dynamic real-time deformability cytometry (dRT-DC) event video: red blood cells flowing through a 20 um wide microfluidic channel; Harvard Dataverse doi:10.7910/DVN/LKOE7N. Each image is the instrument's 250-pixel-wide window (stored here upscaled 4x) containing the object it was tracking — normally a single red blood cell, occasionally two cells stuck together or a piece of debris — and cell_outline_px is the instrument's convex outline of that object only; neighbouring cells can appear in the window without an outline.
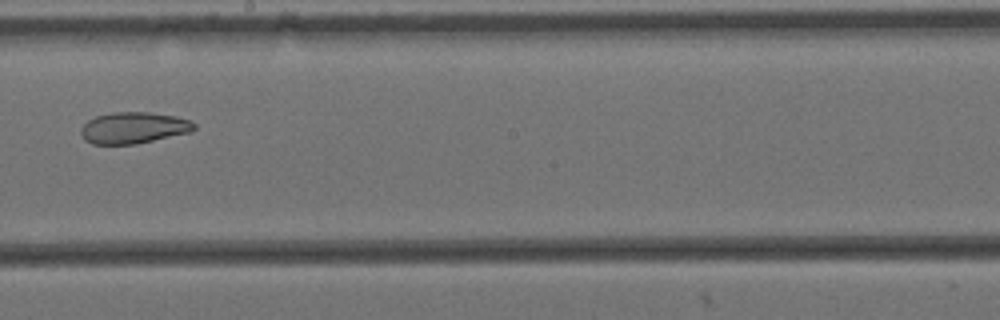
{"species": "Egyptian fruit bat (a non-hibernating species)", "species_latin": "Rousettus aegyptiacus", "temperature_condition": "cold", "stored_images_in_passage": 15, "camera_frame_rate_fps": 3000, "um_per_image_px": 0.085, "animal": {"sex": "female"}, "frame": {"image": 1, "passage_image": 9, "time_ms": 2.667, "image_size_px": [1000, 320], "cell_outline_px": [[196, 128], [188, 132], [136, 144], [92, 144], [84, 140], [80, 132], [84, 124], [88, 120], [96, 116], [112, 112], [148, 112], [176, 116], [188, 120], [196, 124]], "centroid_in_image_um": [11.32, 10.86], "position_along_channel_um": 236.9, "area_um2": 20.58}}